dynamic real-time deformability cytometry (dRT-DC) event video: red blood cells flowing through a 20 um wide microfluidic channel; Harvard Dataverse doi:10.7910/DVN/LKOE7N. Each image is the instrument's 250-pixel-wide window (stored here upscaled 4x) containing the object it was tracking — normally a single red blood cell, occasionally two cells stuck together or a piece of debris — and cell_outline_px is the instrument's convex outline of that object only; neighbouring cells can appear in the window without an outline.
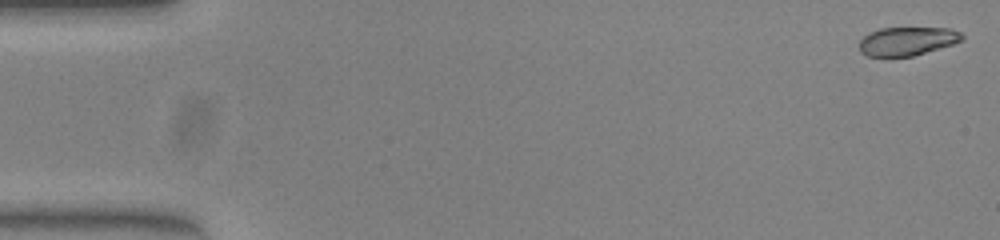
{"species": "common noctule bat (a hibernating species)", "species_latin": "Nyctalus noctula", "temperature_condition": "warm", "stored_images_in_passage": 51, "camera_frame_rate_fps": 3000, "um_per_image_px": 0.085, "animal": {"sex": "female", "body_mass_g": 23.0, "forearm_length_mm": 53.4}, "frame": {"image": 1, "passage_image": 1, "time_ms": 0.0, "image_size_px": [1000, 240], "cell_outline_px": [[964, 40], [952, 44], [912, 56], [868, 56], [860, 52], [860, 40], [864, 36], [880, 28], [948, 28], [960, 32], [964, 36]], "centroid_in_image_um": [77.12, 3.49], "position_along_channel_um": 7.9, "area_um2": 16.88}}
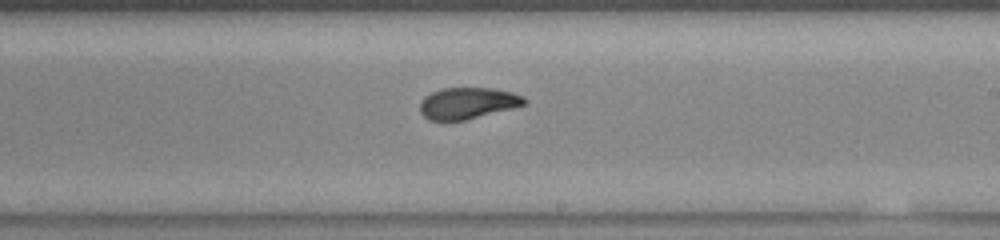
{"frame": {"image": 2, "passage_image": 30, "time_ms": 9.667, "image_size_px": [1000, 240], "cell_outline_px": [[528, 100], [524, 104], [512, 108], [464, 120], [428, 120], [420, 112], [420, 100], [424, 96], [440, 88], [492, 88], [512, 92], [524, 96]], "centroid_in_image_um": [39.73, 8.75], "position_along_channel_um": 249.3, "area_um2": 19.07}}
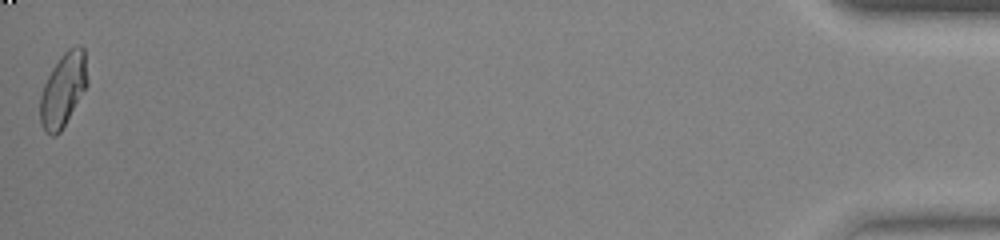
{"frame": {"image": 3, "passage_image": 51, "time_ms": 16.667, "image_size_px": [1000, 240], "cell_outline_px": [[88, 84], [60, 132], [56, 136], [52, 136], [44, 132], [40, 124], [40, 96], [44, 84], [52, 68], [60, 56], [68, 48], [76, 44], [80, 44], [84, 48], [88, 80]], "centroid_in_image_um": [5.36, 7.61], "position_along_channel_um": 429.8, "area_um2": 20.4}, "authors_computed_cell_mechanics": {"area_um2": 19.5364, "velocity_mm_per_s": 4.0127, "shape_relaxation_time_tau1_ms": 11.1423, "shape_relaxation_time_tau2_ms": 1.4626, "deformation_change_tau1": 0.2978, "deformation_change_tau2": 0.0411}}